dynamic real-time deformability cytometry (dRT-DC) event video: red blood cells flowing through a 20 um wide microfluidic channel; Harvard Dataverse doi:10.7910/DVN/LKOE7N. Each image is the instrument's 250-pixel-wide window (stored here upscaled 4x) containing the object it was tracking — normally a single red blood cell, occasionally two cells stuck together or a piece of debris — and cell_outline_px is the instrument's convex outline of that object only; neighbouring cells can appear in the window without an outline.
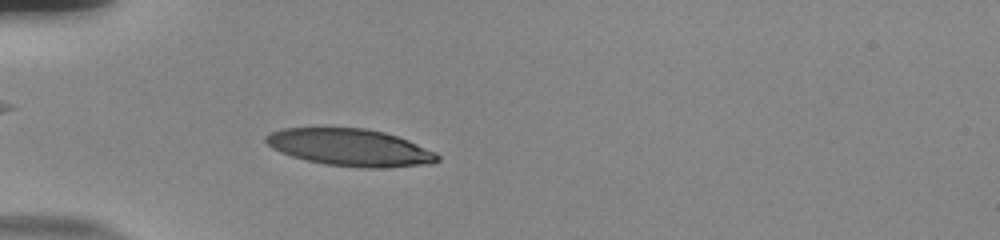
{"species": "human", "species_latin": "Homo sapiens", "temperature_condition": "room temperature", "stored_images_in_passage": 53, "camera_frame_rate_fps": 3000, "um_per_image_px": 0.085, "donor": {"sex": "male"}, "frame": {"image": 1, "passage_image": 15, "time_ms": 4.667, "image_size_px": [1000, 240], "cell_outline_px": [[440, 160], [432, 164], [384, 168], [364, 168], [324, 164], [292, 156], [280, 152], [272, 148], [264, 140], [264, 136], [272, 132], [284, 128], [364, 128], [384, 132], [408, 140], [436, 152], [440, 156]], "centroid_in_image_um": [29.79, 12.54], "position_along_channel_um": 55.2, "area_um2": 37.17}}
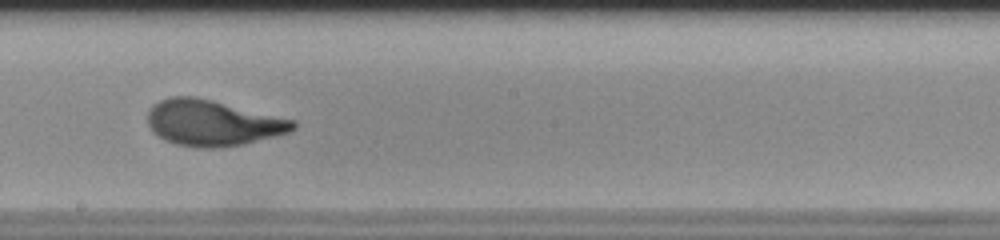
{"frame": {"image": 2, "passage_image": 30, "time_ms": 9.667, "image_size_px": [1000, 240], "cell_outline_px": [[296, 128], [288, 132], [244, 144], [220, 148], [196, 148], [176, 144], [164, 140], [152, 132], [148, 124], [148, 108], [152, 104], [168, 96], [196, 96], [296, 120]], "centroid_in_image_um": [18.03, 10.44], "position_along_channel_um": 230.2, "area_um2": 39.19}}
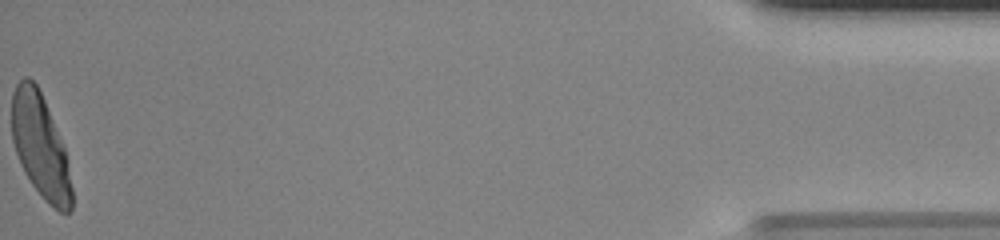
{"frame": {"image": 3, "passage_image": 53, "time_ms": 17.333, "image_size_px": [1000, 240], "cell_outline_px": [[72, 208], [68, 212], [60, 212], [48, 204], [32, 184], [24, 172], [20, 164], [12, 140], [12, 92], [16, 84], [24, 76], [28, 76], [36, 84], [44, 100], [64, 148], [68, 160], [72, 188]], "centroid_in_image_um": [3.42, 12.43], "position_along_channel_um": 431.8, "area_um2": 36.01}, "authors_computed_cell_mechanics": {"area_um2": 37.3388, "velocity_mm_per_s": 3.7728, "shape_relaxation_time_tau1_ms": 4.8775, "shape_relaxation_time_tau2_ms": null, "deformation_change_tau1": 0.2451, "deformation_change_tau2": null}}